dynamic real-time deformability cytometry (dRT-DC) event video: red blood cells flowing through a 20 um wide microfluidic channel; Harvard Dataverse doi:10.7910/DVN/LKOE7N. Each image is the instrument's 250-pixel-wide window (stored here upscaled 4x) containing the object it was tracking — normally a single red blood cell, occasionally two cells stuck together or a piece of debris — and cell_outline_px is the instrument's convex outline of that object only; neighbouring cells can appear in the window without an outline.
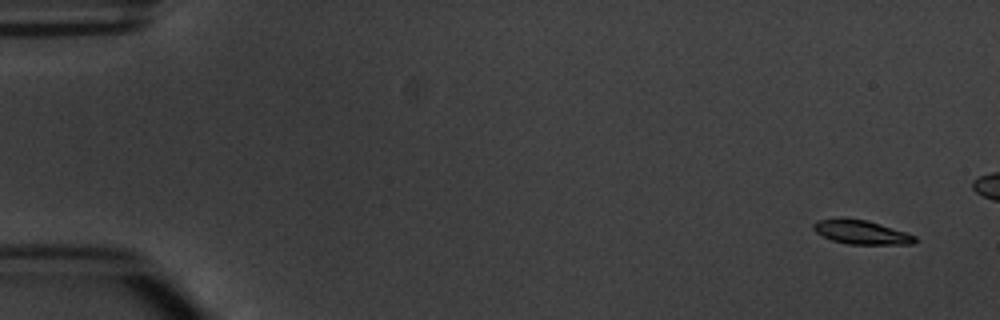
{"species": "common noctule bat (a hibernating species)", "species_latin": "Nyctalus noctula", "temperature_condition": "warm", "stored_images_in_passage": 6, "camera_frame_rate_fps": 3000, "um_per_image_px": 0.085, "animal": {"sex": "male", "body_mass_g": 20.1, "forearm_length_mm": 53.5}, "frame": {"image": 1, "passage_image": 1, "time_ms": 0.0, "image_size_px": [1000, 320], "cell_outline_px": [[920, 240], [912, 244], [848, 244], [832, 240], [816, 232], [812, 228], [812, 224], [816, 220], [840, 216], [844, 216], [868, 220], [916, 236]], "centroid_in_image_um": [73.17, 19.7], "position_along_channel_um": 11.8, "area_um2": 14.51}}